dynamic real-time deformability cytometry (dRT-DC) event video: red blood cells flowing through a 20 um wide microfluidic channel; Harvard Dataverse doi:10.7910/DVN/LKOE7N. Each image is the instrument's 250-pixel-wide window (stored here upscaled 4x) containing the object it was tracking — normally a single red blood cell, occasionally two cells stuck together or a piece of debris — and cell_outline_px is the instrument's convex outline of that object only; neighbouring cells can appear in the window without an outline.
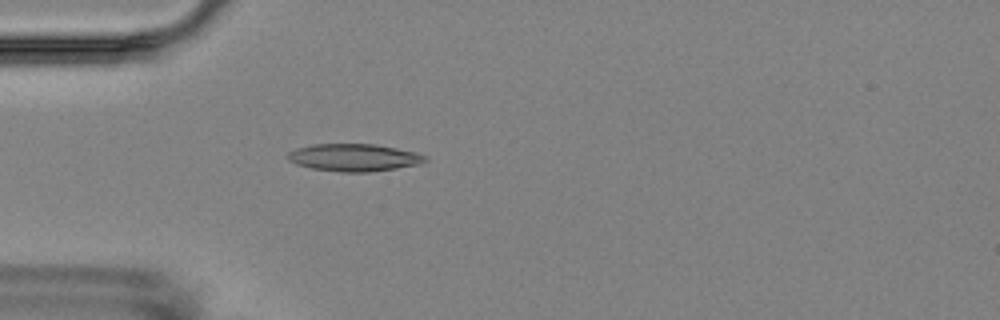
{"species": "Egyptian fruit bat (a non-hibernating species)", "species_latin": "Rousettus aegyptiacus", "temperature_condition": "room temperature", "stored_images_in_passage": 3, "camera_frame_rate_fps": 3000, "um_per_image_px": 0.085, "animal": {"sex": "female"}, "frame": {"image": 1, "passage_image": 3, "time_ms": 4.667, "image_size_px": [1000, 320], "cell_outline_px": [[428, 160], [420, 164], [396, 168], [368, 172], [340, 172], [312, 168], [296, 164], [288, 160], [284, 156], [288, 152], [296, 148], [312, 144], [376, 144], [416, 152], [424, 156]], "centroid_in_image_um": [30.05, 13.38], "position_along_channel_um": 55.0, "area_um2": 22.02}}